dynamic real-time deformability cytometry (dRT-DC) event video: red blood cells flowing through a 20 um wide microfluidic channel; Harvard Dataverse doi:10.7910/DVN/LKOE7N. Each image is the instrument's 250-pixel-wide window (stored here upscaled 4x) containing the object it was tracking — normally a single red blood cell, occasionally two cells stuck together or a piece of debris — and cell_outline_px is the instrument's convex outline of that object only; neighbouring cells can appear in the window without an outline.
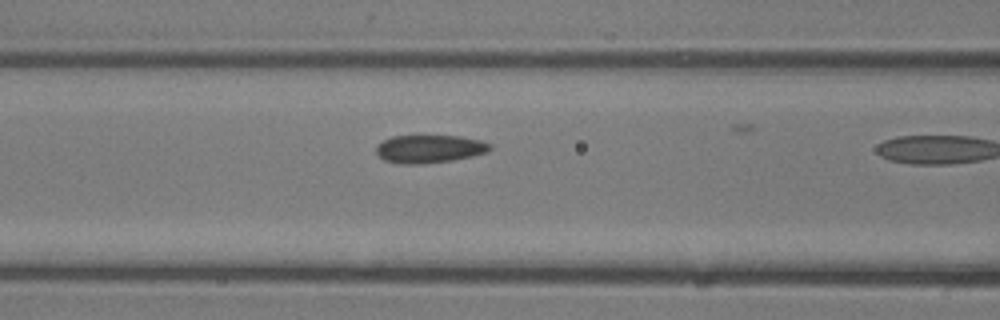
{"species": "common noctule bat (a hibernating species)", "species_latin": "Nyctalus noctula", "temperature_condition": "room temperature", "stored_images_in_passage": 5, "camera_frame_rate_fps": 3000, "um_per_image_px": 0.085, "animal": {"sex": "male", "body_mass_g": 13.3}, "frame": {"image": 1, "passage_image": 4, "time_ms": 1.0, "image_size_px": [1000, 320], "cell_outline_px": [[492, 148], [488, 152], [472, 156], [452, 160], [424, 164], [400, 164], [384, 160], [376, 152], [376, 144], [392, 136], [460, 136], [480, 140], [492, 144]], "centroid_in_image_um": [36.51, 12.66], "position_along_channel_um": 130.1, "area_um2": 18.67}}